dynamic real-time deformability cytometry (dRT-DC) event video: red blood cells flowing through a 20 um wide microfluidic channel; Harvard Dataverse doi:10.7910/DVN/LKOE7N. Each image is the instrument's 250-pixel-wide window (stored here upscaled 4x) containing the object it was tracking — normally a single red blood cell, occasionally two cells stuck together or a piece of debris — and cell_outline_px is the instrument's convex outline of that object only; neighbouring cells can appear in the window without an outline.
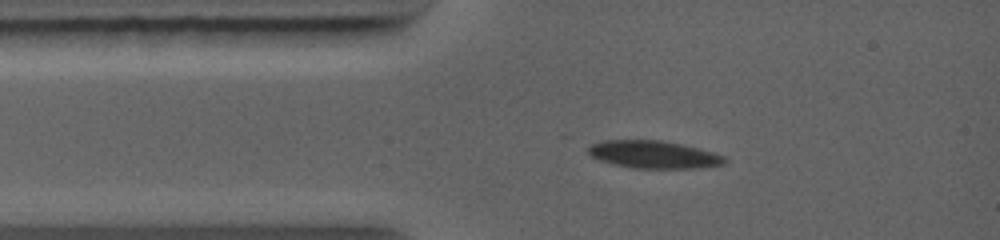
{"species": "common noctule bat (a hibernating species)", "species_latin": "Nyctalus noctula", "temperature_condition": "warm", "stored_images_in_passage": 3, "camera_frame_rate_fps": 5000, "um_per_image_px": 0.085, "animal": {"sex": "female", "body_mass_g": 19.0, "forearm_length_mm": 56.7}, "frame": {"image": 1, "passage_image": 1, "time_ms": 0.0, "image_size_px": [1000, 240], "cell_outline_px": [[728, 160], [724, 164], [704, 168], [632, 168], [612, 164], [600, 160], [592, 156], [588, 152], [588, 148], [592, 144], [604, 140], [660, 140], [680, 144], [712, 152], [724, 156]], "centroid_in_image_um": [55.57, 13.14], "position_along_channel_um": 29.4, "area_um2": 21.85}}
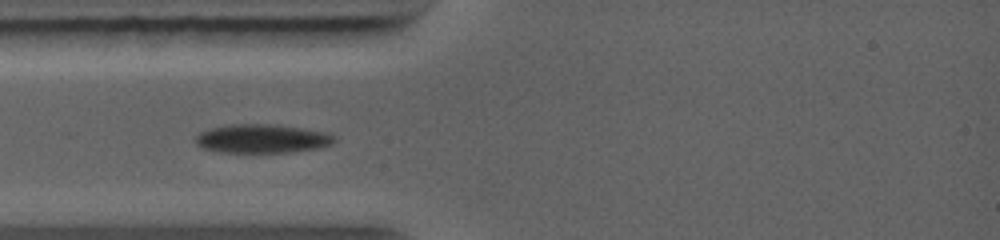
{"frame": {"image": 2, "passage_image": 2, "time_ms": 1.0, "image_size_px": [1000, 240], "cell_outline_px": [[336, 140], [332, 144], [316, 148], [292, 152], [220, 152], [204, 148], [196, 144], [196, 136], [200, 132], [212, 128], [236, 124], [268, 124], [300, 128], [320, 132], [332, 136]], "centroid_in_image_um": [22.23, 11.79], "position_along_channel_um": 62.8, "area_um2": 22.66}}
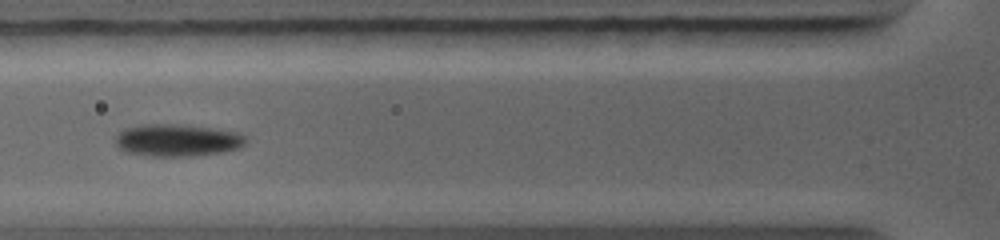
{"frame": {"image": 3, "passage_image": 3, "time_ms": 2.0, "image_size_px": [1000, 240], "cell_outline_px": [[244, 144], [240, 148], [224, 152], [196, 156], [152, 156], [124, 152], [116, 144], [116, 136], [124, 128], [144, 124], [164, 124], [208, 128], [236, 132], [244, 136]], "centroid_in_image_um": [15.03, 11.94], "position_along_channel_um": 110.8, "area_um2": 24.16}}